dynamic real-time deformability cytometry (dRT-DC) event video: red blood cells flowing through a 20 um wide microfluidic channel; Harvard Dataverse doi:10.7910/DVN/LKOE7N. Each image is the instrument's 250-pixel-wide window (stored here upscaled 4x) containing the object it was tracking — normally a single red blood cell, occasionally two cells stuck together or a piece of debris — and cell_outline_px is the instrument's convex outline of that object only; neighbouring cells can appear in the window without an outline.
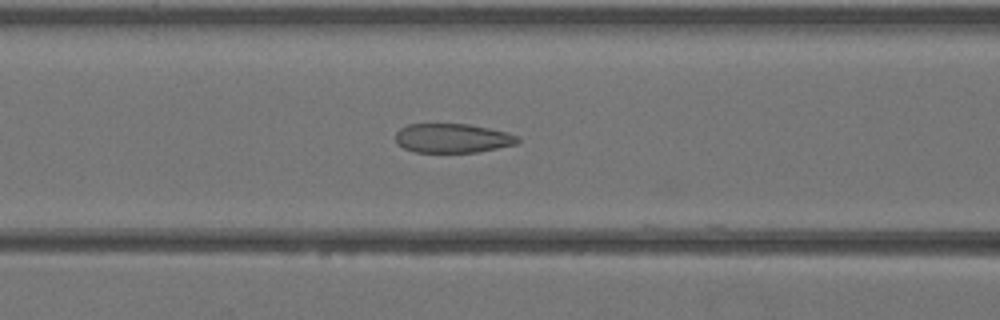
{"species": "Egyptian fruit bat (a non-hibernating species)", "species_latin": "Rousettus aegyptiacus", "temperature_condition": "warm", "stored_images_in_passage": 38, "camera_frame_rate_fps": 3000, "um_per_image_px": 0.085, "animal": {"sex": "female"}, "frame": {"image": 1, "passage_image": 18, "time_ms": 5.667, "image_size_px": [1000, 320], "cell_outline_px": [[520, 140], [516, 144], [476, 152], [416, 152], [404, 148], [396, 144], [396, 132], [400, 128], [408, 124], [468, 124], [508, 132], [516, 136]], "centroid_in_image_um": [38.43, 11.74], "position_along_channel_um": 128.2, "area_um2": 20.69}}
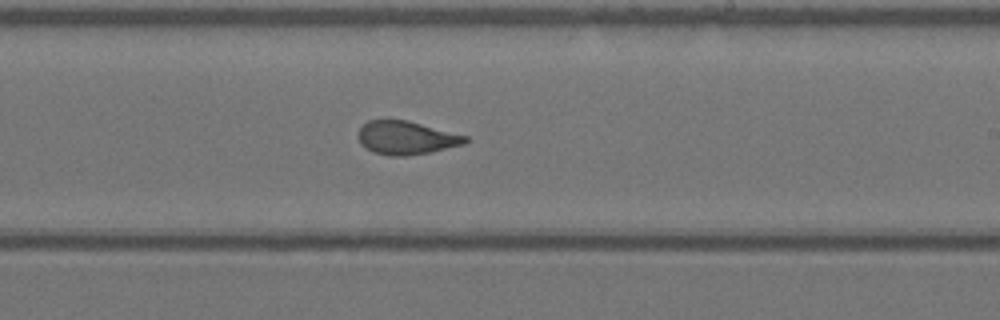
{"frame": {"image": 2, "passage_image": 26, "time_ms": 8.333, "image_size_px": [1000, 320], "cell_outline_px": [[468, 140], [464, 144], [428, 152], [404, 156], [392, 156], [372, 152], [360, 144], [356, 136], [360, 128], [368, 120], [408, 120], [468, 136]], "centroid_in_image_um": [34.49, 11.71], "position_along_channel_um": 254.5, "area_um2": 20.81}}
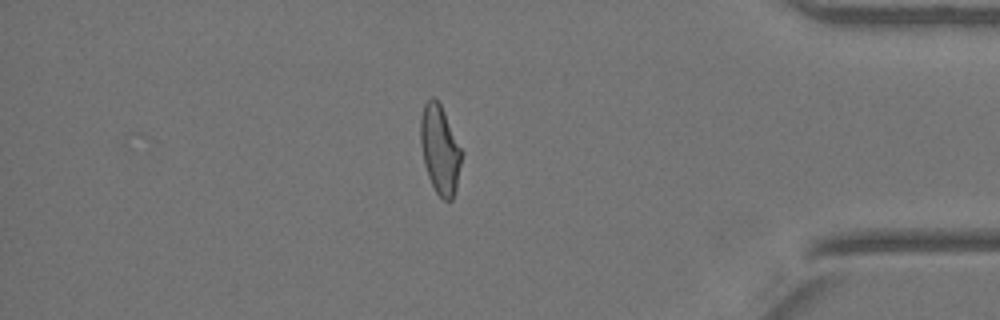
{"frame": {"image": 3, "passage_image": 37, "time_ms": 12.0, "image_size_px": [1000, 320], "cell_outline_px": [[464, 152], [456, 188], [452, 200], [444, 200], [436, 192], [428, 176], [424, 164], [420, 144], [420, 116], [424, 104], [432, 96], [440, 104]], "centroid_in_image_um": [37.4, 12.71], "position_along_channel_um": 397.8, "area_um2": 21.39}}